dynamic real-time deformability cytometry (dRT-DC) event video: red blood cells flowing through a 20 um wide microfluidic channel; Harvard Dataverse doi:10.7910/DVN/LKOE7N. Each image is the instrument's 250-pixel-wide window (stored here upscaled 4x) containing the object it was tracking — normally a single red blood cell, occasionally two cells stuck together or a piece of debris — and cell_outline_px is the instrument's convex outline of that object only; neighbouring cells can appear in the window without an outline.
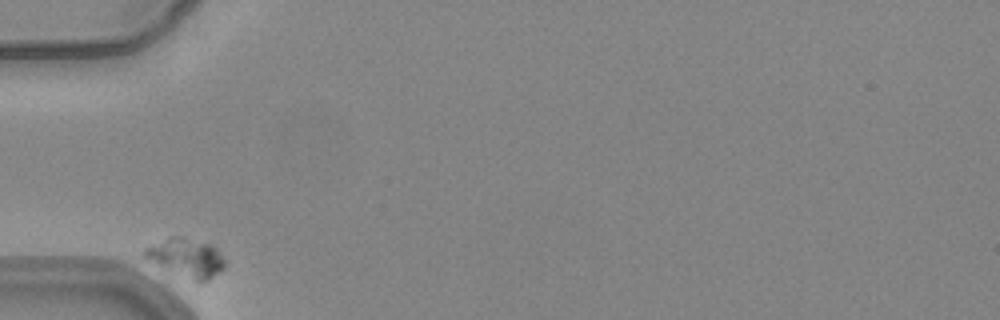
{"species": "common noctule bat (a hibernating species)", "species_latin": "Nyctalus noctula", "temperature_condition": "warm", "stored_images_in_passage": 33, "camera_frame_rate_fps": 3000, "um_per_image_px": 0.085, "animal": {"sex": "female", "body_mass_g": 24.6, "forearm_length_mm": 56.2}, "frame": {"image": 1, "passage_image": 1, "time_ms": 0.0, "image_size_px": [1000, 320], "cell_outline_px": [[224, 268], [208, 280], [196, 280], [164, 268], [140, 256], [140, 252], [144, 248], [168, 236], [184, 236], [212, 244], [224, 256]], "centroid_in_image_um": [15.79, 21.84], "position_along_channel_um": 69.2, "area_um2": 18.03}}
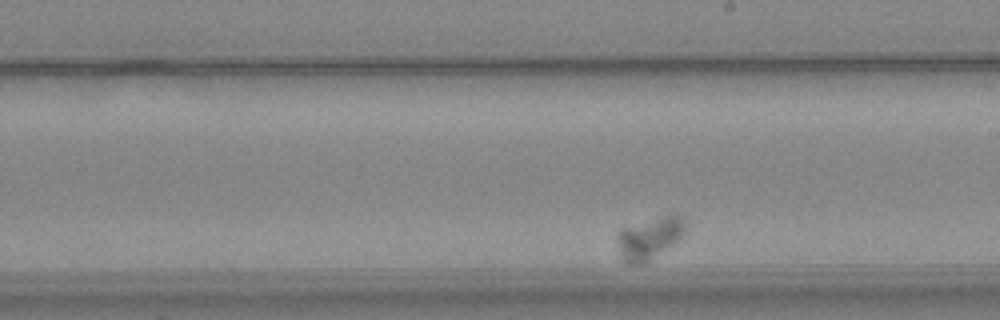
{"frame": {"image": 2, "passage_image": 19, "time_ms": 6.0, "image_size_px": [1000, 320], "cell_outline_px": [[688, 224], [684, 232], [672, 244], [648, 260], [640, 264], [636, 264], [620, 260], [616, 236], [616, 232], [620, 228], [668, 212], [676, 212]], "centroid_in_image_um": [55.18, 20.15], "position_along_channel_um": 233.8, "area_um2": 17.05}}
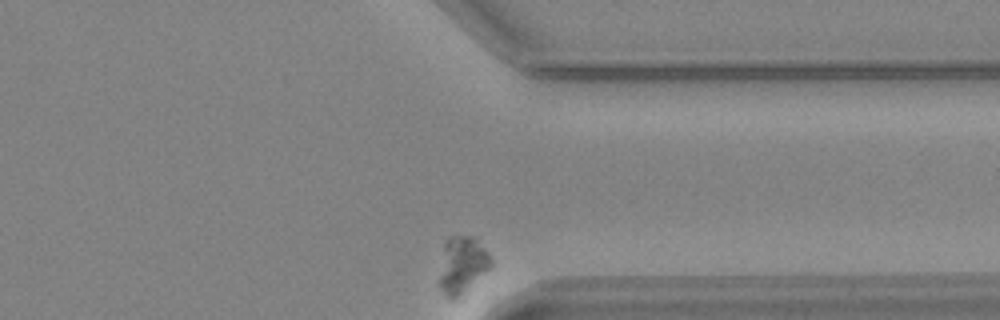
{"frame": {"image": 3, "passage_image": 33, "time_ms": 10.667, "image_size_px": [1000, 320], "cell_outline_px": [[492, 264], [456, 300], [448, 300], [444, 296], [436, 284], [444, 244], [448, 236], [476, 236], [488, 252], [492, 260]], "centroid_in_image_um": [39.22, 22.53], "position_along_channel_um": 372.2, "area_um2": 17.57}}